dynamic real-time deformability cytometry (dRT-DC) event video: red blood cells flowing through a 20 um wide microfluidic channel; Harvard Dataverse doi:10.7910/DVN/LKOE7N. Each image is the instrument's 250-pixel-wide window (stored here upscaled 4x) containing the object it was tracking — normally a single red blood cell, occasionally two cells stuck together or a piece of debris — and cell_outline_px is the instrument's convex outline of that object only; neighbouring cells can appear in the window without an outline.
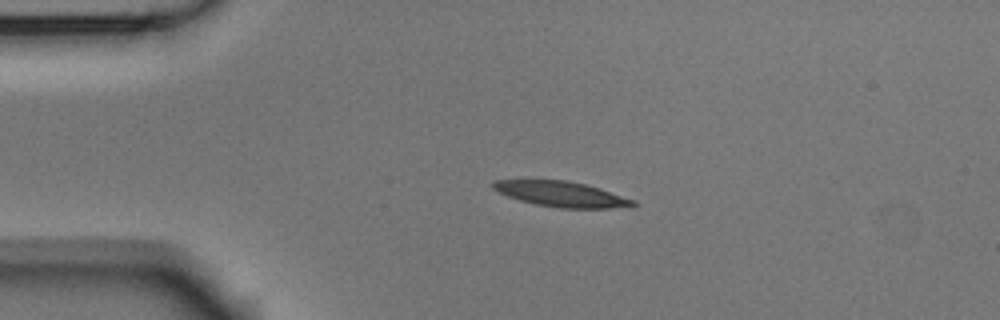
{"species": "Egyptian fruit bat (a non-hibernating species)", "species_latin": "Rousettus aegyptiacus", "temperature_condition": "room temperature", "stored_images_in_passage": 4, "camera_frame_rate_fps": 3000, "um_per_image_px": 0.085, "animal": {"sex": "male"}, "frame": {"image": 1, "passage_image": 3, "time_ms": 0.667, "image_size_px": [1000, 320], "cell_outline_px": [[640, 204], [632, 208], [560, 208], [536, 204], [520, 200], [508, 196], [492, 188], [492, 184], [496, 180], [564, 180], [584, 184], [600, 188], [636, 200]], "centroid_in_image_um": [47.83, 16.51], "position_along_channel_um": 37.2, "area_um2": 20.75}}